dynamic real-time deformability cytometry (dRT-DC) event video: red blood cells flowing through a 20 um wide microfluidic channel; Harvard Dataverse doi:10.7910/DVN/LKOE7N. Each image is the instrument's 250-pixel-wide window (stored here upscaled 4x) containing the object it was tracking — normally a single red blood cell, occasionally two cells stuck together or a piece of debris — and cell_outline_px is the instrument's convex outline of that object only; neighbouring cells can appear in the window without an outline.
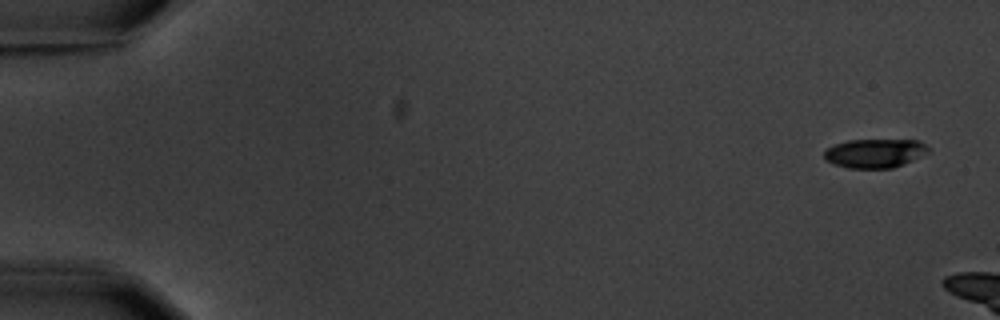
{"species": "common noctule bat (a hibernating species)", "species_latin": "Nyctalus noctula", "temperature_condition": "warm", "stored_images_in_passage": 3, "camera_frame_rate_fps": 3000, "um_per_image_px": 0.085, "animal": {"sex": "male", "body_mass_g": 20.1, "forearm_length_mm": 53.5}, "frame": {"image": 1, "passage_image": 1, "time_ms": 0.0, "image_size_px": [1000, 320], "cell_outline_px": [[932, 152], [904, 164], [892, 168], [848, 168], [824, 160], [824, 152], [828, 148], [836, 144], [848, 140], [920, 140]], "centroid_in_image_um": [74.4, 13.03], "position_along_channel_um": 10.6, "area_um2": 17.63}}